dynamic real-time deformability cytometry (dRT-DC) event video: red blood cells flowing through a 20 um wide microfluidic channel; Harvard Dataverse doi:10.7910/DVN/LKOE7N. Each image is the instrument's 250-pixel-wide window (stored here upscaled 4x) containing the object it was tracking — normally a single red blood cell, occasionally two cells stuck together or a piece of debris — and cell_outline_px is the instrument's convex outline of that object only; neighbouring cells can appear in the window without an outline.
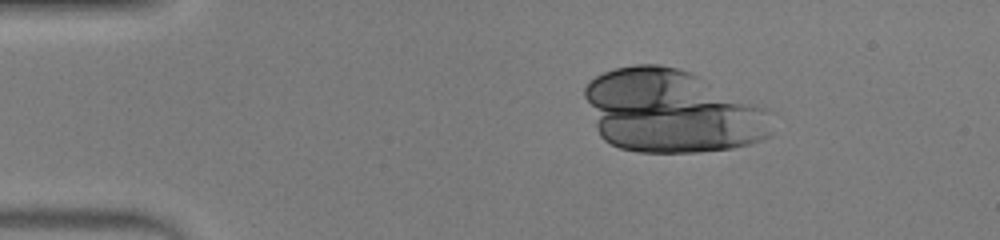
{"species": "human", "species_latin": "Homo sapiens", "temperature_condition": "warm", "stored_images_in_passage": 48, "camera_frame_rate_fps": 3000, "um_per_image_px": 0.085, "donor": {"sex": "male"}, "frame": {"image": 1, "passage_image": 8, "time_ms": 2.333, "image_size_px": [1000, 240], "cell_outline_px": [[732, 144], [720, 148], [672, 152], [656, 152], [624, 148], [608, 140], [600, 132], [600, 128], [720, 124]], "centroid_in_image_um": [56.83, 11.7], "position_along_channel_um": 28.2, "area_um2": 20.58}}
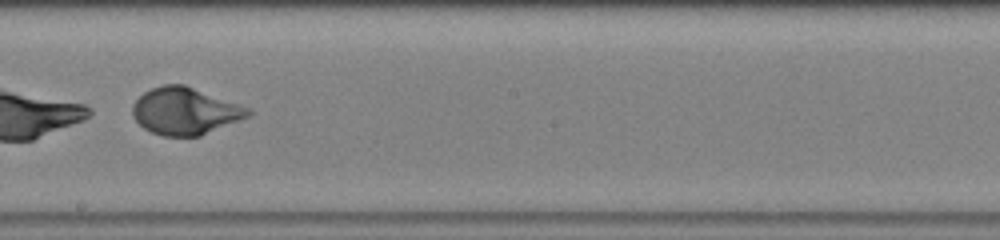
{"frame": {"image": 2, "passage_image": 30, "time_ms": 9.667, "image_size_px": [1000, 240], "cell_outline_px": [[236, 116], [192, 136], [176, 136], [156, 132], [148, 128], [136, 116], [136, 104], [148, 92], [160, 88], [188, 88]], "centroid_in_image_um": [15.24, 9.53], "position_along_channel_um": 233.0, "area_um2": 23.76}}
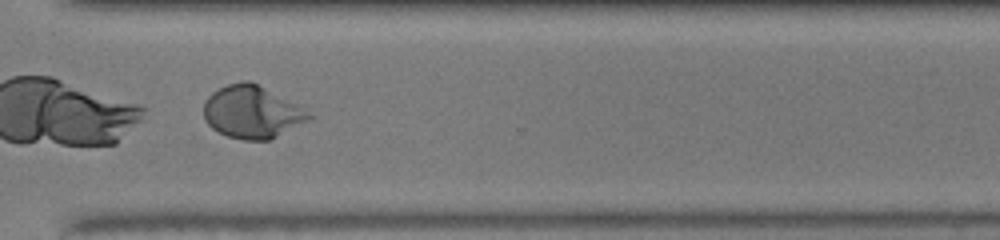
{"frame": {"image": 3, "passage_image": 39, "time_ms": 12.667, "image_size_px": [1000, 240], "cell_outline_px": [[272, 136], [264, 140], [232, 136], [216, 128], [208, 120], [208, 100], [216, 92], [232, 84], [256, 84], [272, 132]], "centroid_in_image_um": [20.37, 9.54], "position_along_channel_um": 350.2, "area_um2": 19.54}}